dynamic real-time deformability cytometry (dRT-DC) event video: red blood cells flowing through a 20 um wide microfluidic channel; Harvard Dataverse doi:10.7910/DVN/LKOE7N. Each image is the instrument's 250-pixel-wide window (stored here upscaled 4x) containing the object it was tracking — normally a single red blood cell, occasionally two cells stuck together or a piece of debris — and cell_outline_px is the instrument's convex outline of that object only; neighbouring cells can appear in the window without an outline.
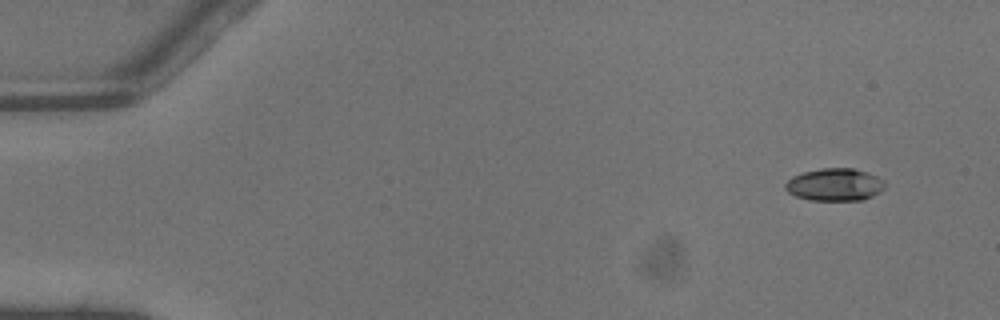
{"species": "common noctule bat (a hibernating species)", "species_latin": "Nyctalus noctula", "temperature_condition": "warm", "stored_images_in_passage": 4, "camera_frame_rate_fps": 3000, "um_per_image_px": 0.085, "animal": {"sex": "male", "body_mass_g": 13.3}, "frame": {"image": 1, "passage_image": 1, "time_ms": 0.0, "image_size_px": [1000, 320], "cell_outline_px": [[884, 188], [880, 192], [864, 200], [808, 200], [796, 196], [788, 192], [784, 188], [784, 184], [792, 176], [804, 172], [820, 168], [852, 168], [868, 172], [884, 180]], "centroid_in_image_um": [70.94, 15.69], "position_along_channel_um": 14.1, "area_um2": 18.96}}
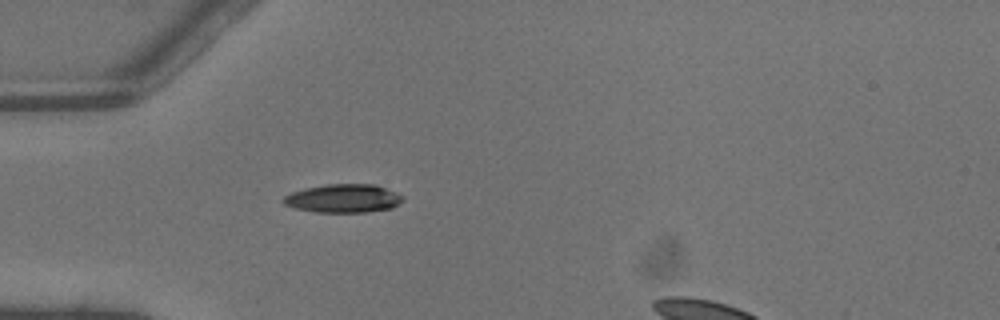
{"frame": {"image": 2, "passage_image": 4, "time_ms": 1.0, "image_size_px": [1000, 320], "cell_outline_px": [[404, 200], [392, 208], [364, 212], [316, 212], [296, 208], [284, 204], [280, 200], [284, 196], [292, 192], [304, 188], [328, 184], [376, 184], [396, 192], [404, 196]], "centroid_in_image_um": [29.19, 16.86], "position_along_channel_um": 55.8, "area_um2": 19.88}}